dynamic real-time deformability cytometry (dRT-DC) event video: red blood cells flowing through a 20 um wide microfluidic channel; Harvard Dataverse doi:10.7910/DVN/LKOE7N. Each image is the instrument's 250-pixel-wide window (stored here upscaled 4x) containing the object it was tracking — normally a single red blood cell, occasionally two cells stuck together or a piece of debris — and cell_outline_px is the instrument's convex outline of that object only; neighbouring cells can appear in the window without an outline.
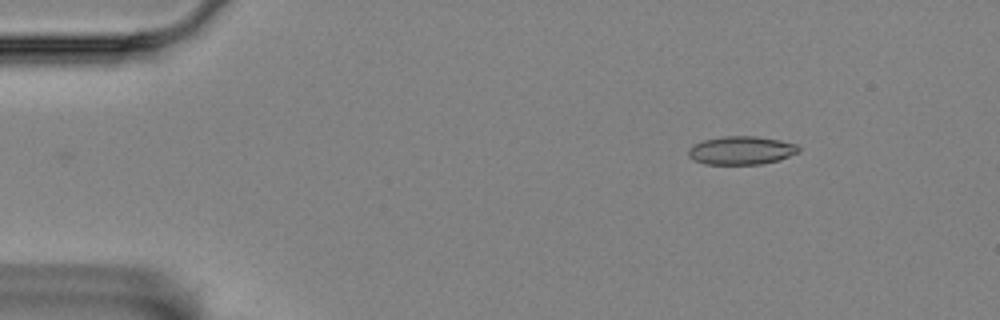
{"species": "Egyptian fruit bat (a non-hibernating species)", "species_latin": "Rousettus aegyptiacus", "temperature_condition": "room temperature", "stored_images_in_passage": 6, "camera_frame_rate_fps": 3000, "um_per_image_px": 0.085, "animal": {"sex": "female"}, "frame": {"image": 1, "passage_image": 1, "time_ms": 0.0, "image_size_px": [1000, 320], "cell_outline_px": [[800, 152], [780, 160], [760, 164], [704, 164], [688, 156], [688, 148], [692, 144], [704, 140], [724, 136], [756, 136], [780, 140], [796, 144], [800, 148]], "centroid_in_image_um": [63.02, 12.78], "position_along_channel_um": 22.0, "area_um2": 18.32}}